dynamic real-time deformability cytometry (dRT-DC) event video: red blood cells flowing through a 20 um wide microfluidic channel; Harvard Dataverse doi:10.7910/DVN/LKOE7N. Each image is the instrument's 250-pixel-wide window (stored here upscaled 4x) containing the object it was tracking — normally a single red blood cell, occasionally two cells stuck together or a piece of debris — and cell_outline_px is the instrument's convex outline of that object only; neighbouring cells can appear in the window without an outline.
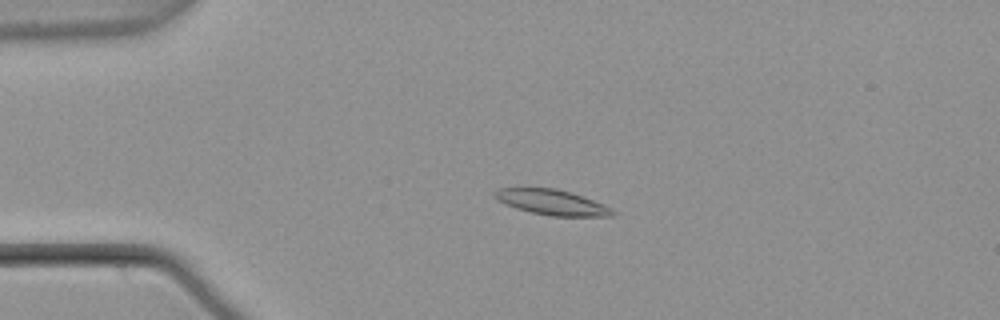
{"species": "common noctule bat (a hibernating species)", "species_latin": "Nyctalus noctula", "temperature_condition": "warm", "stored_images_in_passage": 56, "camera_frame_rate_fps": 3000, "um_per_image_px": 0.085, "animal": {"sex": "male", "body_mass_g": 21.5, "forearm_length_mm": 52.0}, "frame": {"image": 1, "passage_image": 14, "time_ms": 4.333, "image_size_px": [1000, 320], "cell_outline_px": [[616, 212], [612, 216], [552, 216], [532, 212], [516, 208], [504, 204], [492, 196], [492, 192], [500, 188], [556, 188], [604, 204], [612, 208]], "centroid_in_image_um": [46.88, 17.19], "position_along_channel_um": 38.1, "area_um2": 17.22}}
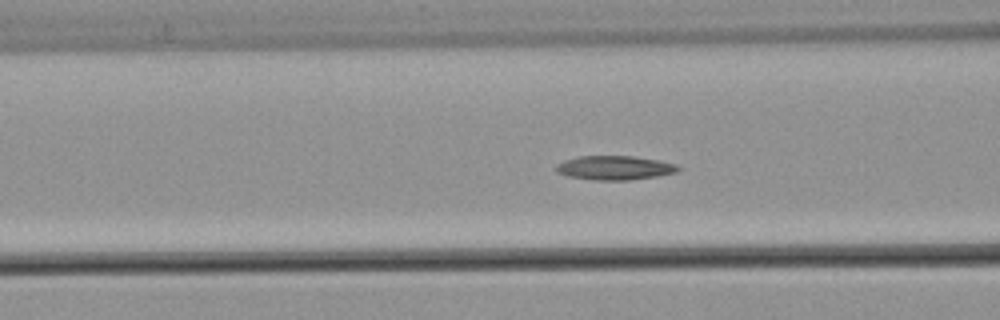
{"frame": {"image": 2, "passage_image": 23, "time_ms": 7.333, "image_size_px": [1000, 320], "cell_outline_px": [[680, 168], [676, 172], [656, 176], [628, 180], [592, 180], [568, 176], [556, 172], [556, 164], [564, 160], [580, 156], [632, 156], [656, 160], [676, 164]], "centroid_in_image_um": [52.2, 14.26], "position_along_channel_um": 114.4, "area_um2": 16.99}}
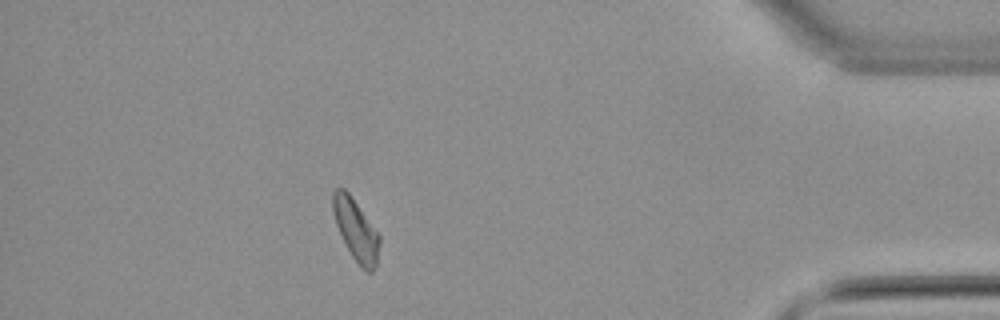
{"frame": {"image": 3, "passage_image": 50, "time_ms": 16.333, "image_size_px": [1000, 320], "cell_outline_px": [[380, 244], [376, 264], [372, 272], [368, 272], [360, 268], [352, 256], [336, 224], [332, 212], [332, 192], [336, 188], [344, 188], [348, 192], [380, 236]], "centroid_in_image_um": [30.24, 19.54], "position_along_channel_um": 405.0, "area_um2": 16.42}, "authors_computed_cell_mechanics": {"area_um2": 16.8487, "velocity_mm_per_s": 3.7564, "shape_relaxation_time_tau1_ms": null, "shape_relaxation_time_tau2_ms": 10.7855, "deformation_change_tau1": null, "deformation_change_tau2": 0.1979}}